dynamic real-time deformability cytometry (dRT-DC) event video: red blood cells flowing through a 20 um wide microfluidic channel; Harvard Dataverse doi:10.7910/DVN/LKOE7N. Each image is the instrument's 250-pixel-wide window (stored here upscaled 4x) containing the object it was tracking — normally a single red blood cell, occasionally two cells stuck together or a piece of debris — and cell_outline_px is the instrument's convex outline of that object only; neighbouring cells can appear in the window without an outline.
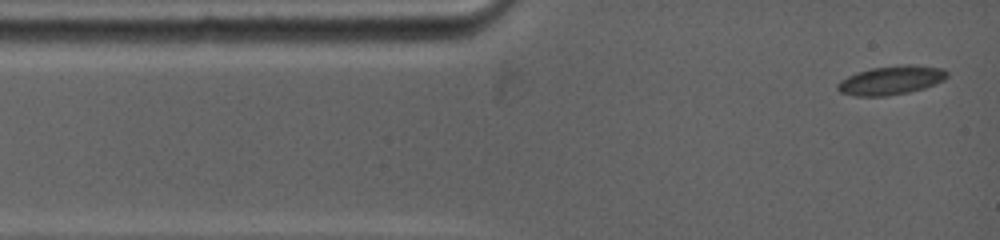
{"species": "common noctule bat (a hibernating species)", "species_latin": "Nyctalus noctula", "temperature_condition": "warm", "stored_images_in_passage": 35, "camera_frame_rate_fps": 5000, "um_per_image_px": 0.085, "animal": {"sex": "female", "body_mass_g": 19.0, "forearm_length_mm": 53.3}, "frame": {"image": 1, "passage_image": 1, "time_ms": 0.0, "image_size_px": [1000, 240], "cell_outline_px": [[948, 76], [944, 80], [924, 88], [908, 92], [888, 96], [856, 96], [840, 92], [836, 88], [836, 84], [840, 80], [856, 72], [872, 68], [900, 64], [916, 64], [944, 68], [948, 72]], "centroid_in_image_um": [75.75, 6.8], "position_along_channel_um": 9.2, "area_um2": 18.67}}
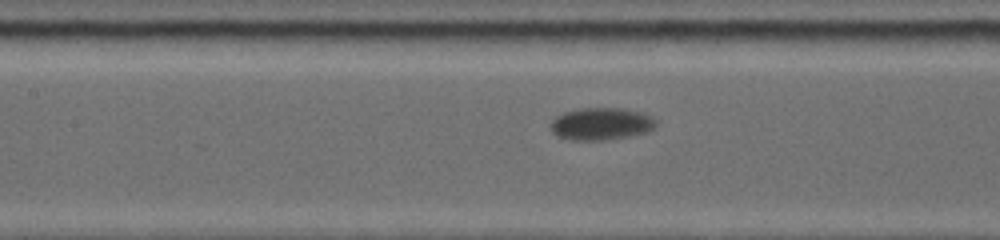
{"frame": {"image": 2, "passage_image": 11, "time_ms": 5.2, "image_size_px": [1000, 240], "cell_outline_px": [[656, 124], [648, 132], [628, 136], [604, 140], [568, 140], [556, 136], [552, 132], [552, 120], [556, 116], [564, 112], [580, 108], [624, 108], [640, 112], [652, 116], [656, 120]], "centroid_in_image_um": [51.09, 10.52], "position_along_channel_um": 156.3, "area_um2": 19.88}}
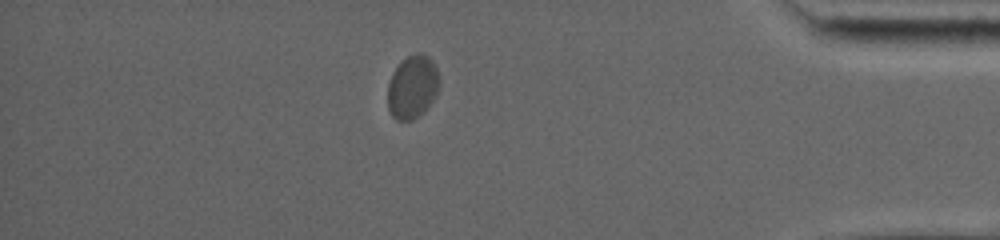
{"frame": {"image": 3, "passage_image": 25, "time_ms": 13.0, "image_size_px": [1000, 240], "cell_outline_px": [[440, 84], [436, 96], [424, 112], [412, 120], [396, 120], [392, 116], [388, 108], [388, 84], [392, 72], [408, 56], [416, 52], [420, 52], [428, 56], [432, 60], [436, 68], [440, 80]], "centroid_in_image_um": [35.08, 7.4], "position_along_channel_um": 400.1, "area_um2": 19.13}, "authors_computed_cell_mechanics": {"area_um2": 19.363, "velocity_mm_per_s": 3.6458, "shape_relaxation_time_tau1_ms": 0.9969, "shape_relaxation_time_tau2_ms": null, "deformation_change_tau1": 0.0555, "deformation_change_tau2": null}}